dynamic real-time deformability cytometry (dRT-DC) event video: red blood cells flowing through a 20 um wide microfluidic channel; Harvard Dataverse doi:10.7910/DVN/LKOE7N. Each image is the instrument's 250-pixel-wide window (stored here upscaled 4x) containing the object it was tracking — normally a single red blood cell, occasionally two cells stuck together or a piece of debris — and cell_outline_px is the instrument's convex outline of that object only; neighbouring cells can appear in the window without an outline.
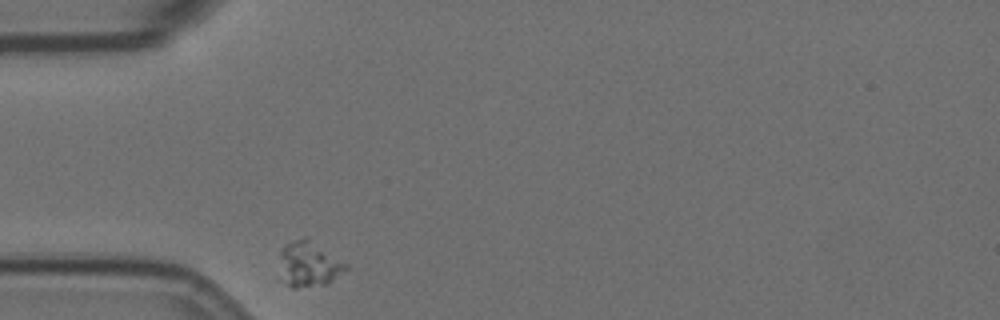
{"species": "Egyptian fruit bat (a non-hibernating species)", "species_latin": "Rousettus aegyptiacus", "temperature_condition": "room temperature", "stored_images_in_passage": 35, "camera_frame_rate_fps": 3000, "um_per_image_px": 0.085, "animal": {"sex": "female"}, "frame": {"image": 1, "passage_image": 1, "time_ms": 0.0, "image_size_px": [1000, 320], "cell_outline_px": [[348, 268], [328, 284], [296, 288], [292, 288], [288, 284], [280, 256], [280, 248], [284, 244], [304, 236], [308, 236], [348, 264]], "centroid_in_image_um": [26.33, 22.39], "position_along_channel_um": 58.7, "area_um2": 17.34}}
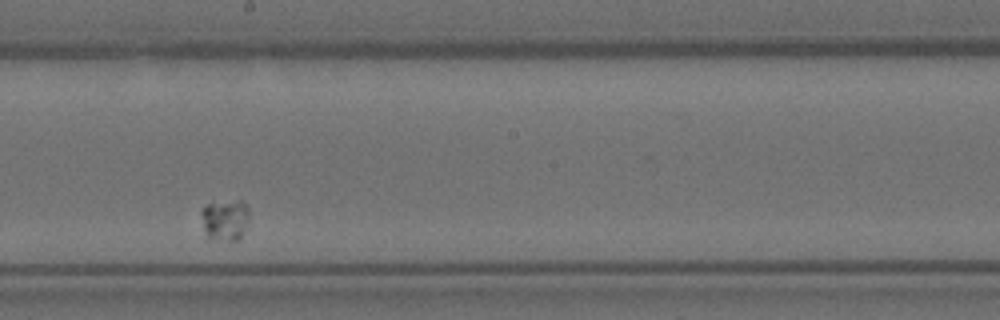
{"frame": {"image": 2, "passage_image": 20, "time_ms": 6.333, "image_size_px": [1000, 320], "cell_outline_px": [[248, 216], [240, 240], [232, 240], [208, 236], [204, 228], [200, 212], [208, 204], [236, 200], [240, 200], [248, 208]], "centroid_in_image_um": [19.14, 18.66], "position_along_channel_um": 229.1, "area_um2": 10.92}}
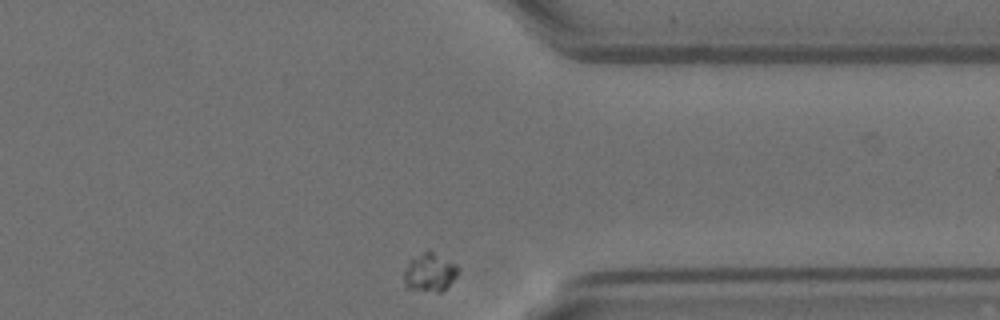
{"frame": {"image": 3, "passage_image": 35, "time_ms": 11.333, "image_size_px": [1000, 320], "cell_outline_px": [[460, 272], [440, 292], [436, 292], [408, 288], [404, 284], [404, 272], [408, 264], [412, 260], [428, 248], [456, 264], [460, 268]], "centroid_in_image_um": [36.55, 23.13], "position_along_channel_um": 374.8, "area_um2": 11.96}}